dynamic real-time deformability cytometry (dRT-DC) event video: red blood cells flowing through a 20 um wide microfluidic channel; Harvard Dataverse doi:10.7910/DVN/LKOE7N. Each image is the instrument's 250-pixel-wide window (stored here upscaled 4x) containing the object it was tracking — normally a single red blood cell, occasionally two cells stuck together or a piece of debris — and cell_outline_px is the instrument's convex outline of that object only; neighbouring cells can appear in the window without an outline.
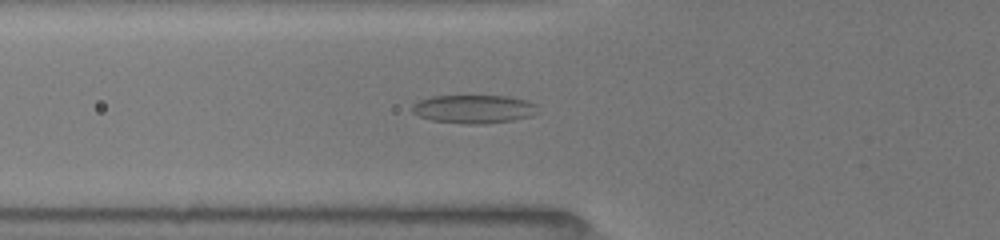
{"species": "common noctule bat (a hibernating species)", "species_latin": "Nyctalus noctula", "temperature_condition": "room temperature", "stored_images_in_passage": 18, "camera_frame_rate_fps": 3000, "um_per_image_px": 0.085, "animal": {"sex": "female", "body_mass_g": 19.5, "forearm_length_mm": 54.1}, "frame": {"image": 1, "passage_image": 16, "time_ms": 6.0, "image_size_px": [1000, 240], "cell_outline_px": [[540, 112], [532, 116], [512, 120], [484, 124], [464, 124], [432, 120], [420, 116], [412, 112], [412, 104], [420, 100], [432, 96], [508, 96], [524, 100], [536, 104]], "centroid_in_image_um": [40.3, 9.27], "position_along_channel_um": 85.5, "area_um2": 20.87}}
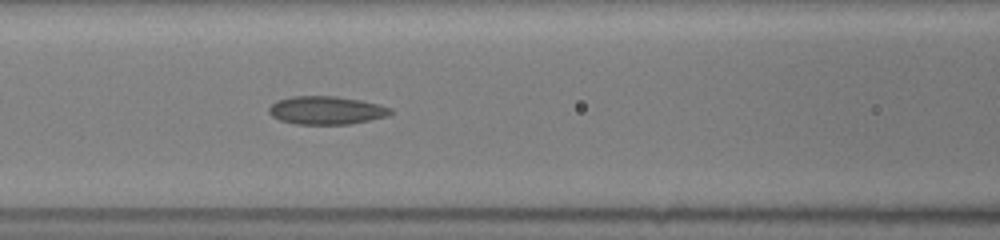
{"frame": {"image": 2, "passage_image": 18, "time_ms": 7.333, "image_size_px": [1000, 240], "cell_outline_px": [[392, 112], [388, 116], [348, 124], [296, 124], [280, 120], [272, 116], [268, 112], [268, 108], [276, 100], [292, 96], [336, 96], [360, 100], [392, 108]], "centroid_in_image_um": [27.7, 9.37], "position_along_channel_um": 138.9, "area_um2": 19.88}}